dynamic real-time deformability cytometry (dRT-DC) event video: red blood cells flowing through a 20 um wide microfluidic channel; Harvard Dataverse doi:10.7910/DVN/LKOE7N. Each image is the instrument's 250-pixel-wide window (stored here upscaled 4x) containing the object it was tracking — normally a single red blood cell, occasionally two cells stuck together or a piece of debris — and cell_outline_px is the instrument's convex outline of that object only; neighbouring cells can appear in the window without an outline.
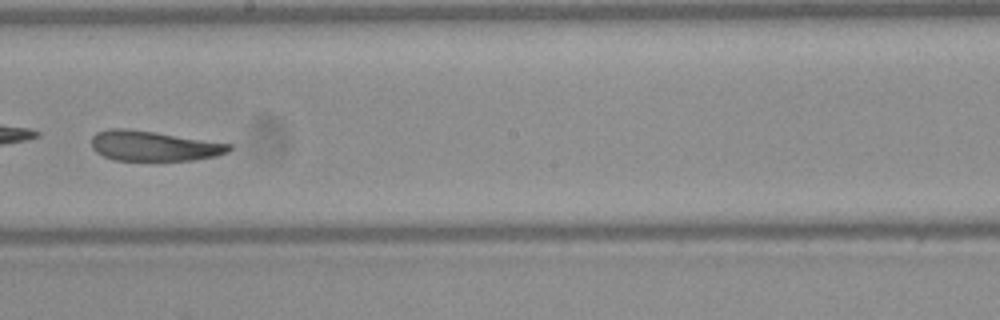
{"species": "Egyptian fruit bat (a non-hibernating species)", "species_latin": "Rousettus aegyptiacus", "temperature_condition": "warm", "stored_images_in_passage": 50, "camera_frame_rate_fps": 3000, "um_per_image_px": 0.085, "frame": {"image": 1, "passage_image": 29, "time_ms": 9.333, "image_size_px": [1000, 320], "cell_outline_px": [[232, 148], [228, 152], [216, 156], [192, 160], [116, 160], [104, 156], [96, 152], [92, 148], [92, 136], [96, 132], [108, 128], [128, 128], [156, 132], [232, 144]], "centroid_in_image_um": [13.05, 12.39], "position_along_channel_um": 235.2, "area_um2": 24.16}, "authors_computed_cell_mechanics": {"area_um2": 26.1545, "velocity_mm_per_s": 4.0558, "shape_relaxation_time_tau1_ms": 1.6225, "shape_relaxation_time_tau2_ms": 2.7019, "deformation_change_tau1": 0.2146, "deformation_change_tau2": 0.1164}}